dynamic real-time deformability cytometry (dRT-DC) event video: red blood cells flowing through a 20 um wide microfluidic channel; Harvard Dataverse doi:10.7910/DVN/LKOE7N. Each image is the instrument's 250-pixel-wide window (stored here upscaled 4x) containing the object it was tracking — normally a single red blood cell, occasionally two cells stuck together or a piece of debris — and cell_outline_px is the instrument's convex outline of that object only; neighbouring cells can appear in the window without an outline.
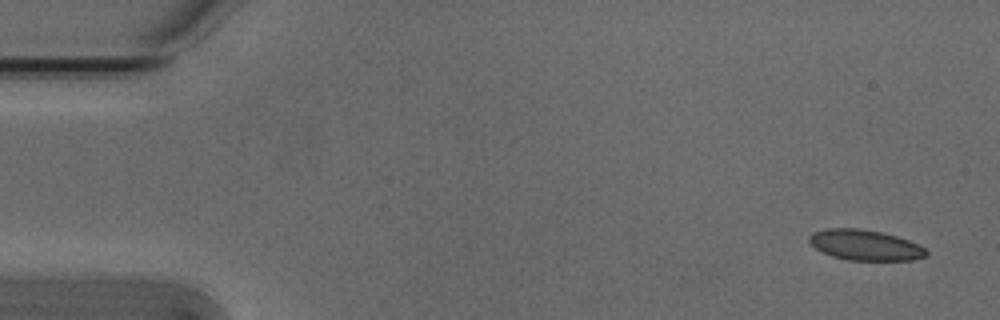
{"species": "Egyptian fruit bat (a non-hibernating species)", "species_latin": "Rousettus aegyptiacus", "temperature_condition": "cold", "stored_images_in_passage": 4, "camera_frame_rate_fps": 3000, "um_per_image_px": 0.085, "animal": {"sex": "male"}, "frame": {"image": 1, "passage_image": 1, "time_ms": 0.0, "image_size_px": [1000, 320], "cell_outline_px": [[928, 256], [912, 260], [848, 260], [832, 256], [816, 248], [808, 240], [808, 236], [812, 232], [828, 228], [856, 228], [880, 232], [896, 236], [908, 240], [924, 248], [928, 252]], "centroid_in_image_um": [73.52, 20.83], "position_along_channel_um": 11.5, "area_um2": 20.63}}
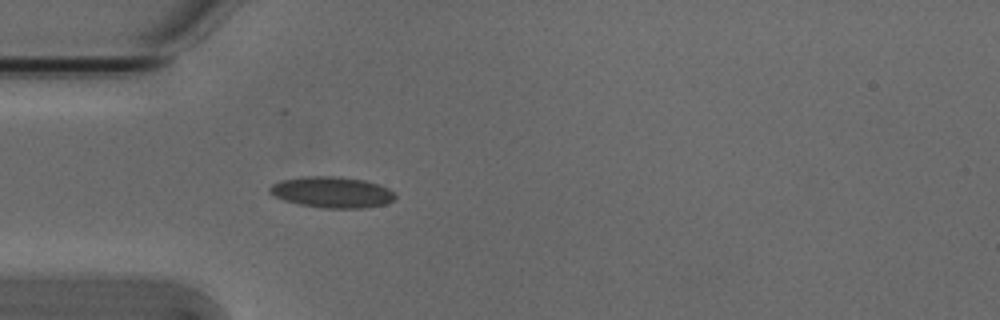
{"frame": {"image": 2, "passage_image": 4, "time_ms": 1.0, "image_size_px": [1000, 320], "cell_outline_px": [[396, 200], [384, 204], [364, 208], [324, 208], [300, 204], [284, 200], [268, 192], [268, 188], [272, 184], [280, 180], [304, 176], [332, 176], [364, 180], [388, 188], [396, 196]], "centroid_in_image_um": [28.2, 16.34], "position_along_channel_um": 56.8, "area_um2": 22.6}}